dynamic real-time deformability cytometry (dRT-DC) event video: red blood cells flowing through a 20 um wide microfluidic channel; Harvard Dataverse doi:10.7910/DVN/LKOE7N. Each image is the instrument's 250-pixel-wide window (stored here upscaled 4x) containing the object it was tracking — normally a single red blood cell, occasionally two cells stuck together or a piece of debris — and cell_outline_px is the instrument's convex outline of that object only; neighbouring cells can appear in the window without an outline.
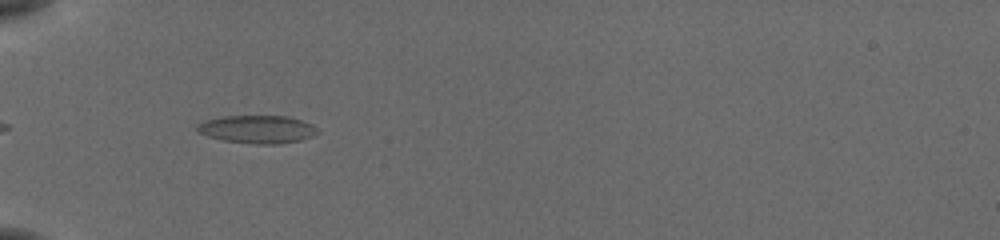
{"species": "common noctule bat (a hibernating species)", "species_latin": "Nyctalus noctula", "temperature_condition": "cold", "stored_images_in_passage": 15, "camera_frame_rate_fps": 3000, "um_per_image_px": 0.085, "animal": {"sex": "female", "body_mass_g": 19.5, "forearm_length_mm": 54.1}, "frame": {"image": 1, "passage_image": 2, "time_ms": 0.333, "image_size_px": [1000, 240], "cell_outline_px": [[320, 132], [312, 136], [300, 140], [280, 144], [256, 144], [224, 140], [208, 136], [196, 132], [196, 124], [208, 120], [224, 116], [288, 116], [312, 124]], "centroid_in_image_um": [21.88, 10.99], "position_along_channel_um": 63.1, "area_um2": 19.54}}
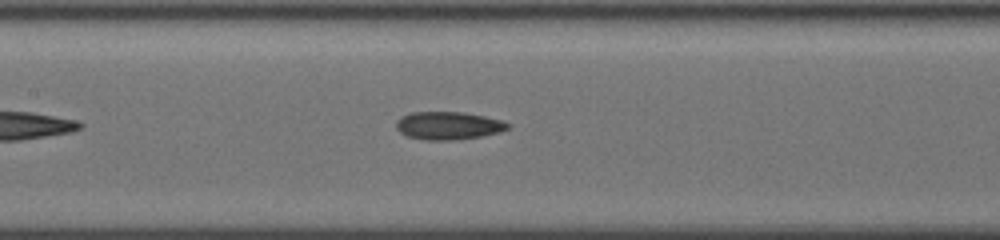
{"frame": {"image": 2, "passage_image": 11, "time_ms": 3.333, "image_size_px": [1000, 240], "cell_outline_px": [[508, 128], [500, 132], [480, 136], [452, 140], [428, 140], [408, 136], [400, 132], [396, 128], [396, 120], [400, 116], [412, 112], [460, 112], [484, 116], [500, 120], [508, 124]], "centroid_in_image_um": [38.05, 10.67], "position_along_channel_um": 169.3, "area_um2": 17.92}}
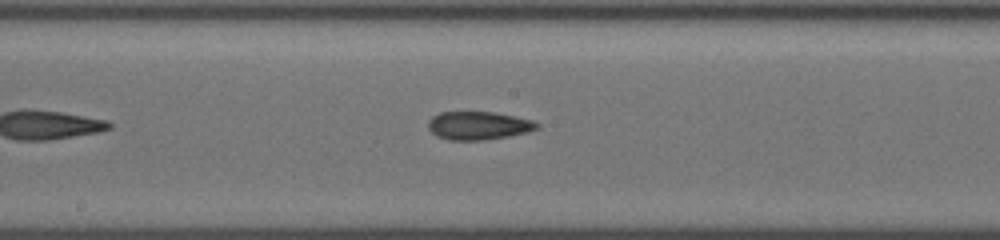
{"frame": {"image": 3, "passage_image": 14, "time_ms": 4.333, "image_size_px": [1000, 240], "cell_outline_px": [[540, 124], [536, 128], [524, 132], [508, 136], [484, 140], [448, 140], [436, 136], [428, 128], [428, 120], [432, 116], [440, 112], [492, 112], [532, 120]], "centroid_in_image_um": [40.59, 10.67], "position_along_channel_um": 207.6, "area_um2": 17.69}}